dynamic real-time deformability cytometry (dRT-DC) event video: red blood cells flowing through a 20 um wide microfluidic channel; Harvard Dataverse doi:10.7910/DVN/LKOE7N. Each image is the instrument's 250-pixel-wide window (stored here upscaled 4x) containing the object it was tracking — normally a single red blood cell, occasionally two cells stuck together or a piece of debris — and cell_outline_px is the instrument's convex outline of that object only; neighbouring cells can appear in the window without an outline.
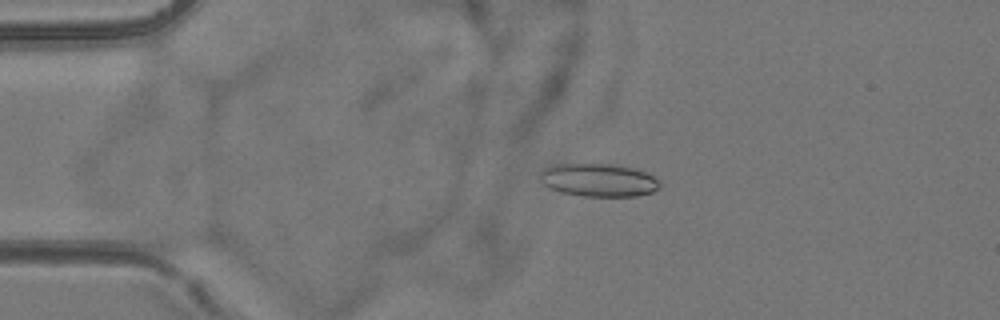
{"species": "common noctule bat (a hibernating species)", "species_latin": "Nyctalus noctula", "temperature_condition": "room temperature", "stored_images_in_passage": 5, "camera_frame_rate_fps": 3000, "um_per_image_px": 0.085, "animal": {"sex": "female", "body_mass_g": 24.6, "forearm_length_mm": 56.2}, "frame": {"image": 1, "passage_image": 4, "time_ms": 3.667, "image_size_px": [1000, 320], "cell_outline_px": [[660, 188], [652, 192], [636, 196], [584, 196], [560, 192], [544, 184], [540, 180], [540, 172], [544, 168], [552, 164], [612, 164], [636, 168], [652, 176], [660, 184]], "centroid_in_image_um": [50.86, 15.3], "position_along_channel_um": 34.1, "area_um2": 23.0}}